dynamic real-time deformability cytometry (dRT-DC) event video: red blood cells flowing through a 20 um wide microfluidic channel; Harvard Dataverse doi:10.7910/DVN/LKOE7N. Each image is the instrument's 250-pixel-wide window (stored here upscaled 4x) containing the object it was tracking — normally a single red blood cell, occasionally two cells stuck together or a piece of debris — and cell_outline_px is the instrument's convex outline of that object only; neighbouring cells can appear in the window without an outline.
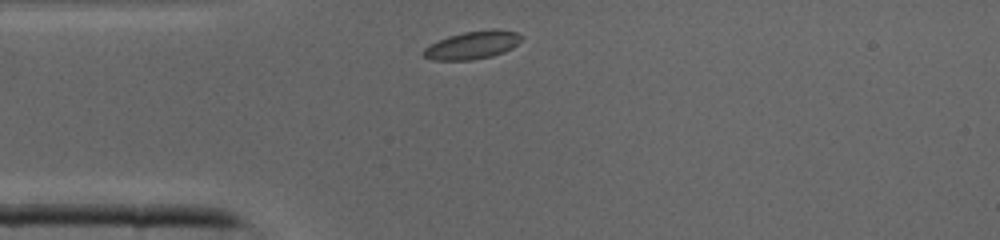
{"species": "common noctule bat (a hibernating species)", "species_latin": "Nyctalus noctula", "temperature_condition": "cold", "stored_images_in_passage": 25, "camera_frame_rate_fps": 3000, "um_per_image_px": 0.085, "animal": {"sex": "male", "body_mass_g": 19.0, "forearm_length_mm": 50.8}, "frame": {"image": 1, "passage_image": 1, "time_ms": 0.0, "image_size_px": [1000, 240], "cell_outline_px": [[520, 40], [512, 48], [504, 52], [492, 56], [472, 60], [432, 60], [424, 56], [420, 52], [428, 44], [448, 36], [464, 32], [496, 28], [516, 32], [520, 36]], "centroid_in_image_um": [40.1, 3.83], "position_along_channel_um": 44.9, "area_um2": 16.01}}
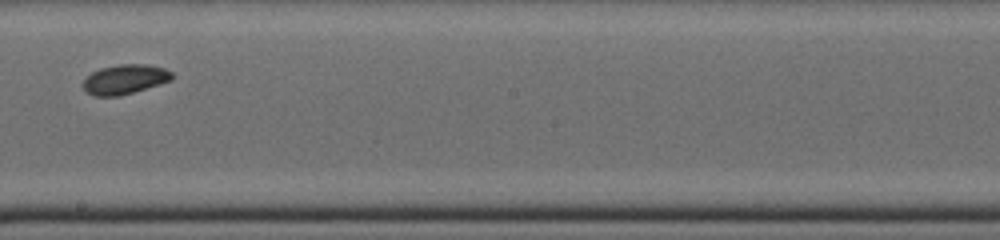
{"frame": {"image": 2, "passage_image": 14, "time_ms": 4.333, "image_size_px": [1000, 240], "cell_outline_px": [[172, 80], [160, 84], [132, 92], [116, 96], [96, 96], [88, 92], [84, 88], [84, 80], [92, 72], [100, 68], [120, 64], [144, 64], [164, 68], [172, 72]], "centroid_in_image_um": [10.63, 6.73], "position_along_channel_um": 237.6, "area_um2": 15.03}}
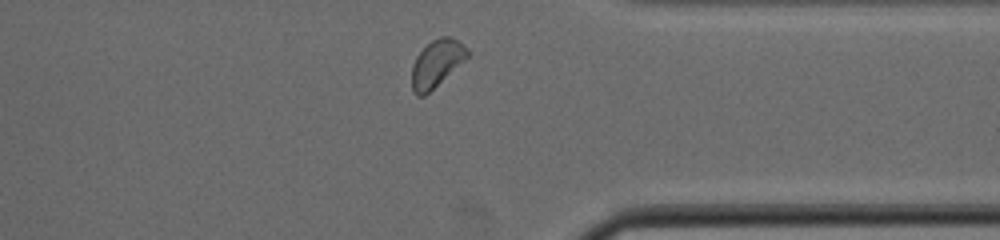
{"frame": {"image": 3, "passage_image": 23, "time_ms": 7.333, "image_size_px": [1000, 240], "cell_outline_px": [[468, 56], [464, 60], [424, 96], [416, 96], [412, 92], [412, 64], [416, 56], [432, 40], [440, 36], [452, 36], [468, 48]], "centroid_in_image_um": [37.09, 5.38], "position_along_channel_um": 374.3, "area_um2": 15.03}}